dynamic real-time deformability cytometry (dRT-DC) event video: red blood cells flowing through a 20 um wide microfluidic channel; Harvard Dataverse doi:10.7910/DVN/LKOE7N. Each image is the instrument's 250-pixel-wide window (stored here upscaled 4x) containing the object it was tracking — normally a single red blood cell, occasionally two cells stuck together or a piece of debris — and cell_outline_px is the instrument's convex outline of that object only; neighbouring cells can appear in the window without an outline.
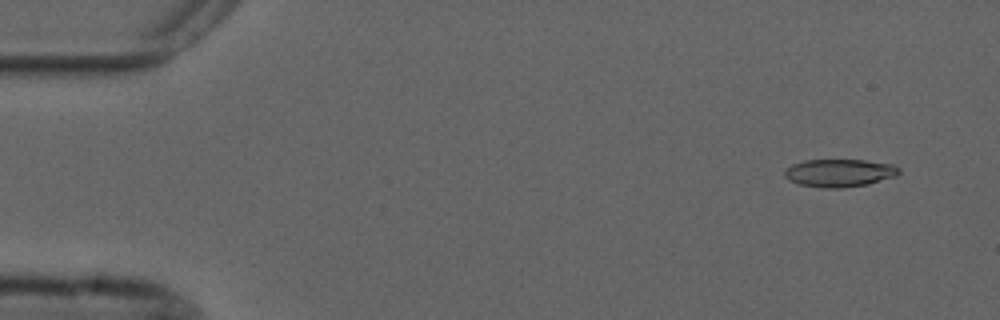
{"species": "common noctule bat (a hibernating species)", "species_latin": "Nyctalus noctula", "temperature_condition": "cold", "stored_images_in_passage": 10, "camera_frame_rate_fps": 3000, "um_per_image_px": 0.085, "animal": {"sex": "male", "forearm_length_mm": 52.5}, "frame": {"image": 1, "passage_image": 2, "time_ms": 1.0, "image_size_px": [1000, 320], "cell_outline_px": [[900, 172], [896, 176], [868, 184], [840, 188], [820, 188], [800, 184], [788, 180], [784, 176], [784, 172], [792, 164], [804, 160], [864, 160], [892, 164], [900, 168]], "centroid_in_image_um": [71.35, 14.7], "position_along_channel_um": 13.7, "area_um2": 18.55}}
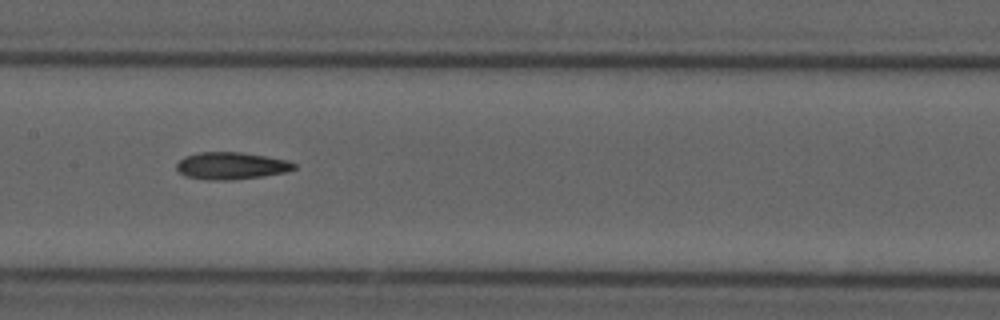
{"frame": {"image": 2, "passage_image": 7, "time_ms": 8.667, "image_size_px": [1000, 320], "cell_outline_px": [[296, 168], [288, 172], [264, 176], [232, 180], [208, 180], [184, 176], [176, 168], [176, 164], [184, 156], [200, 152], [240, 152], [288, 160], [296, 164]], "centroid_in_image_um": [19.66, 14.1], "position_along_channel_um": 187.7, "area_um2": 18.73}}
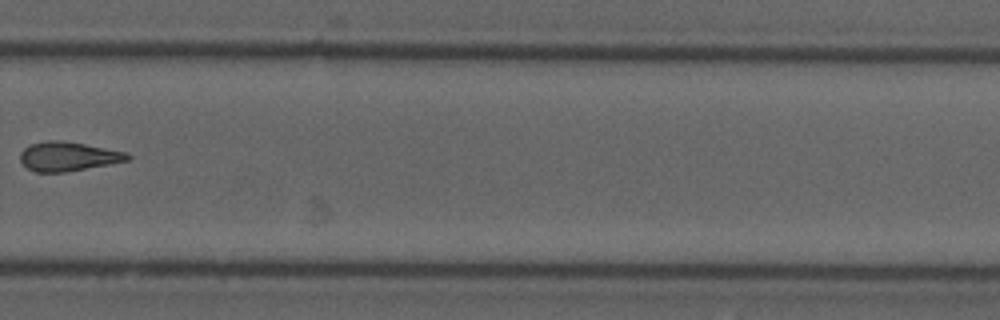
{"frame": {"image": 3, "passage_image": 10, "time_ms": 12.333, "image_size_px": [1000, 320], "cell_outline_px": [[132, 156], [128, 160], [112, 164], [64, 172], [36, 172], [28, 168], [20, 160], [20, 152], [24, 148], [32, 144], [48, 140], [64, 140], [128, 152]], "centroid_in_image_um": [5.82, 13.29], "position_along_channel_um": 324.0, "area_um2": 18.32}}